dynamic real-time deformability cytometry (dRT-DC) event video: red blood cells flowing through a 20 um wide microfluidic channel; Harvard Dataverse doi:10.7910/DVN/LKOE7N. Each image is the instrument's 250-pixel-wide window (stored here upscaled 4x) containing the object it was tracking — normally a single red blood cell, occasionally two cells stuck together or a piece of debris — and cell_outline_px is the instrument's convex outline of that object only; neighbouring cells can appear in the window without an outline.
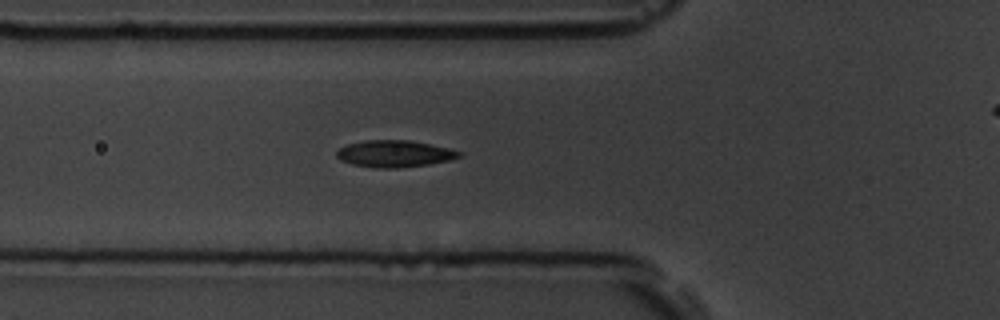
{"species": "common noctule bat (a hibernating species)", "species_latin": "Nyctalus noctula", "temperature_condition": "room temperature", "stored_images_in_passage": 7, "segment_of_instrument_passage": [1, 2], "camera_frame_rate_fps": 3000, "um_per_image_px": 0.085, "animal": {"sex": "male", "body_mass_g": 19.5, "forearm_length_mm": 54.6}, "frame": {"image": 1, "passage_image": 6, "time_ms": 5.667, "image_size_px": [1000, 320], "cell_outline_px": [[460, 156], [448, 160], [428, 164], [396, 168], [376, 168], [352, 164], [340, 160], [336, 156], [336, 152], [340, 148], [348, 144], [364, 140], [408, 140], [448, 148], [460, 152]], "centroid_in_image_um": [33.47, 13.06], "position_along_channel_um": 92.3, "area_um2": 18.84}}